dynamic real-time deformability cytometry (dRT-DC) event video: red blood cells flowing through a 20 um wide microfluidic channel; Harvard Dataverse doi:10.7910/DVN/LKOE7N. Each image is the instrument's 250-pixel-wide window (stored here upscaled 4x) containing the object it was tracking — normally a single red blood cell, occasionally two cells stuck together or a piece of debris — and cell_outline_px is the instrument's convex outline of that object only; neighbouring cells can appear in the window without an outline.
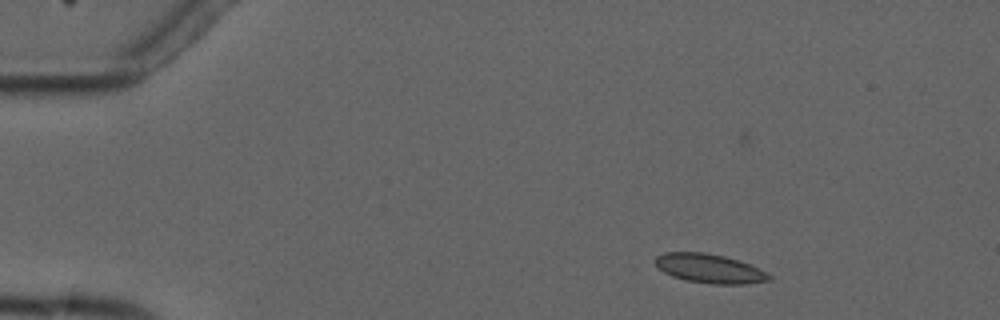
{"species": "common noctule bat (a hibernating species)", "species_latin": "Nyctalus noctula", "temperature_condition": "cold", "stored_images_in_passage": 5, "camera_frame_rate_fps": 3000, "um_per_image_px": 0.085, "animal": {"sex": "male", "forearm_length_mm": 52.5}, "frame": {"image": 1, "passage_image": 2, "time_ms": 1.333, "image_size_px": [1000, 320], "cell_outline_px": [[772, 280], [744, 284], [712, 284], [688, 280], [672, 276], [656, 268], [652, 260], [656, 256], [664, 252], [704, 252], [724, 256], [752, 264], [772, 276]], "centroid_in_image_um": [60.28, 22.81], "position_along_channel_um": 24.7, "area_um2": 19.54}}